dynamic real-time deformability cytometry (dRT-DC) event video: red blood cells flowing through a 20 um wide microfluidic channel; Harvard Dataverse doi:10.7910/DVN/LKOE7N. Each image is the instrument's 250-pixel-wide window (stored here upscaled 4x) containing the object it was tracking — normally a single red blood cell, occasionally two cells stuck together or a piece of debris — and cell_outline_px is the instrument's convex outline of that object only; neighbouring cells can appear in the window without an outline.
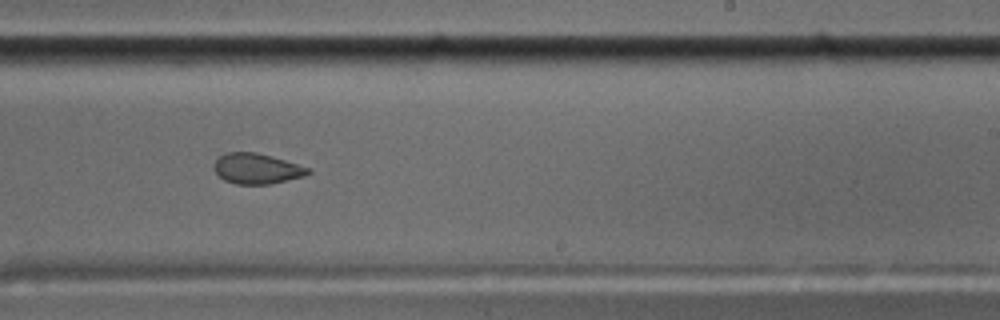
{"species": "common noctule bat (a hibernating species)", "species_latin": "Nyctalus noctula", "temperature_condition": "cold", "stored_images_in_passage": 40, "segment_of_instrument_passage": [1, 2], "camera_frame_rate_fps": 3000, "um_per_image_px": 0.085, "animal": {"sex": "male", "body_mass_g": 17.5, "forearm_length_mm": 52.3}, "frame": {"image": 1, "passage_image": 18, "time_ms": 5.667, "image_size_px": [1000, 320], "cell_outline_px": [[312, 172], [304, 176], [268, 184], [236, 184], [224, 180], [212, 168], [212, 164], [220, 156], [228, 152], [256, 152], [272, 156], [312, 168]], "centroid_in_image_um": [21.83, 14.32], "position_along_channel_um": 267.2, "area_um2": 16.76}}